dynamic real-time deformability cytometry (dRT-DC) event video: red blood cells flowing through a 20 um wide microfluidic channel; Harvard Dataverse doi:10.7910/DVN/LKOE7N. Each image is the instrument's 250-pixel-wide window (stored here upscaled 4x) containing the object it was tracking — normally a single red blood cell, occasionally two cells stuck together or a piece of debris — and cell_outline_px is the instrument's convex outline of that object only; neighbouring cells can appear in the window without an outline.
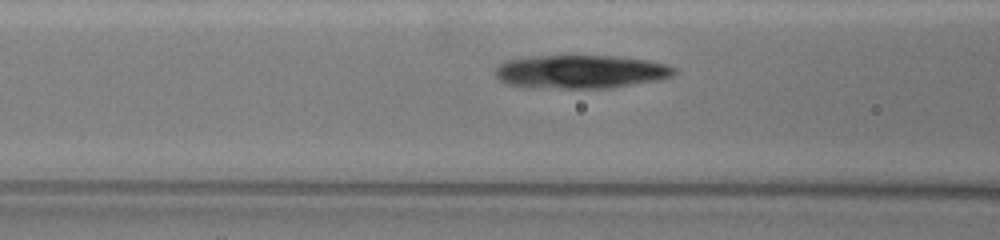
{"species": "common noctule bat (a hibernating species)", "species_latin": "Nyctalus noctula", "temperature_condition": "warm", "stored_images_in_passage": 9, "camera_frame_rate_fps": 3000, "um_per_image_px": 0.085, "animal": {"sex": "female", "body_mass_g": 19.5, "forearm_length_mm": 54.1}, "frame": {"image": 1, "passage_image": 7, "time_ms": 3.0, "image_size_px": [1000, 240], "cell_outline_px": [[676, 72], [660, 80], [612, 88], [536, 88], [504, 84], [496, 76], [496, 68], [504, 60], [540, 56], [612, 56], [644, 60], [664, 64], [676, 68]], "centroid_in_image_um": [49.32, 6.11], "position_along_channel_um": 117.3, "area_um2": 34.74}}